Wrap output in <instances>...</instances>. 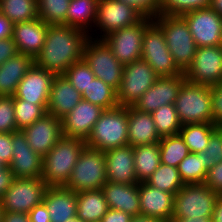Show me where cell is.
I'll use <instances>...</instances> for the list:
<instances>
[{
  "label": "cell",
  "instance_id": "6da1fadb",
  "mask_svg": "<svg viewBox=\"0 0 222 222\" xmlns=\"http://www.w3.org/2000/svg\"><path fill=\"white\" fill-rule=\"evenodd\" d=\"M90 38L84 30L68 25H48L46 39L34 64L55 75H63L73 64L83 59Z\"/></svg>",
  "mask_w": 222,
  "mask_h": 222
},
{
  "label": "cell",
  "instance_id": "7a4b0ae2",
  "mask_svg": "<svg viewBox=\"0 0 222 222\" xmlns=\"http://www.w3.org/2000/svg\"><path fill=\"white\" fill-rule=\"evenodd\" d=\"M86 146L82 139L63 136L43 157L41 178L47 186H65Z\"/></svg>",
  "mask_w": 222,
  "mask_h": 222
},
{
  "label": "cell",
  "instance_id": "3957f363",
  "mask_svg": "<svg viewBox=\"0 0 222 222\" xmlns=\"http://www.w3.org/2000/svg\"><path fill=\"white\" fill-rule=\"evenodd\" d=\"M153 21L161 28L169 52L177 67L184 73L191 65L197 45L182 16L159 14Z\"/></svg>",
  "mask_w": 222,
  "mask_h": 222
},
{
  "label": "cell",
  "instance_id": "277c9868",
  "mask_svg": "<svg viewBox=\"0 0 222 222\" xmlns=\"http://www.w3.org/2000/svg\"><path fill=\"white\" fill-rule=\"evenodd\" d=\"M128 107L104 110L94 124L86 146L100 151L128 145Z\"/></svg>",
  "mask_w": 222,
  "mask_h": 222
},
{
  "label": "cell",
  "instance_id": "5b68a950",
  "mask_svg": "<svg viewBox=\"0 0 222 222\" xmlns=\"http://www.w3.org/2000/svg\"><path fill=\"white\" fill-rule=\"evenodd\" d=\"M182 125L212 123L210 86L185 80L174 103Z\"/></svg>",
  "mask_w": 222,
  "mask_h": 222
},
{
  "label": "cell",
  "instance_id": "8992f818",
  "mask_svg": "<svg viewBox=\"0 0 222 222\" xmlns=\"http://www.w3.org/2000/svg\"><path fill=\"white\" fill-rule=\"evenodd\" d=\"M106 182L105 153L85 146L65 187L78 193L102 189Z\"/></svg>",
  "mask_w": 222,
  "mask_h": 222
},
{
  "label": "cell",
  "instance_id": "52a82bcc",
  "mask_svg": "<svg viewBox=\"0 0 222 222\" xmlns=\"http://www.w3.org/2000/svg\"><path fill=\"white\" fill-rule=\"evenodd\" d=\"M89 36L83 59L96 78L101 79L117 92L121 84L124 65L118 61L103 39H96L91 34Z\"/></svg>",
  "mask_w": 222,
  "mask_h": 222
},
{
  "label": "cell",
  "instance_id": "ba28073f",
  "mask_svg": "<svg viewBox=\"0 0 222 222\" xmlns=\"http://www.w3.org/2000/svg\"><path fill=\"white\" fill-rule=\"evenodd\" d=\"M219 194L202 184H184L174 195L172 218L212 217Z\"/></svg>",
  "mask_w": 222,
  "mask_h": 222
},
{
  "label": "cell",
  "instance_id": "9c48e42d",
  "mask_svg": "<svg viewBox=\"0 0 222 222\" xmlns=\"http://www.w3.org/2000/svg\"><path fill=\"white\" fill-rule=\"evenodd\" d=\"M141 59L147 62L159 77L183 74L169 52L164 33L154 21L143 35Z\"/></svg>",
  "mask_w": 222,
  "mask_h": 222
},
{
  "label": "cell",
  "instance_id": "30bf717a",
  "mask_svg": "<svg viewBox=\"0 0 222 222\" xmlns=\"http://www.w3.org/2000/svg\"><path fill=\"white\" fill-rule=\"evenodd\" d=\"M159 78L153 68L143 59L124 65L122 80L117 91L120 107H131Z\"/></svg>",
  "mask_w": 222,
  "mask_h": 222
},
{
  "label": "cell",
  "instance_id": "8fae6325",
  "mask_svg": "<svg viewBox=\"0 0 222 222\" xmlns=\"http://www.w3.org/2000/svg\"><path fill=\"white\" fill-rule=\"evenodd\" d=\"M152 22L153 18L143 17L134 25L108 34L103 40L121 64H130L141 59L143 35Z\"/></svg>",
  "mask_w": 222,
  "mask_h": 222
},
{
  "label": "cell",
  "instance_id": "7c38bea8",
  "mask_svg": "<svg viewBox=\"0 0 222 222\" xmlns=\"http://www.w3.org/2000/svg\"><path fill=\"white\" fill-rule=\"evenodd\" d=\"M47 184L42 178H15L0 199L4 211L29 213L43 202Z\"/></svg>",
  "mask_w": 222,
  "mask_h": 222
},
{
  "label": "cell",
  "instance_id": "4fadbf2b",
  "mask_svg": "<svg viewBox=\"0 0 222 222\" xmlns=\"http://www.w3.org/2000/svg\"><path fill=\"white\" fill-rule=\"evenodd\" d=\"M144 16L134 7L121 0H98L94 27L101 30L96 39L139 22ZM99 37V38H98Z\"/></svg>",
  "mask_w": 222,
  "mask_h": 222
},
{
  "label": "cell",
  "instance_id": "5bb4252c",
  "mask_svg": "<svg viewBox=\"0 0 222 222\" xmlns=\"http://www.w3.org/2000/svg\"><path fill=\"white\" fill-rule=\"evenodd\" d=\"M186 80L194 84L215 85L222 82V48L197 47L194 59L184 72Z\"/></svg>",
  "mask_w": 222,
  "mask_h": 222
},
{
  "label": "cell",
  "instance_id": "9a60e30c",
  "mask_svg": "<svg viewBox=\"0 0 222 222\" xmlns=\"http://www.w3.org/2000/svg\"><path fill=\"white\" fill-rule=\"evenodd\" d=\"M197 47L219 46L222 38V17L212 8H201L182 15Z\"/></svg>",
  "mask_w": 222,
  "mask_h": 222
},
{
  "label": "cell",
  "instance_id": "2e32d148",
  "mask_svg": "<svg viewBox=\"0 0 222 222\" xmlns=\"http://www.w3.org/2000/svg\"><path fill=\"white\" fill-rule=\"evenodd\" d=\"M104 108L82 99L62 121L63 136L82 139L89 138L94 124L104 112Z\"/></svg>",
  "mask_w": 222,
  "mask_h": 222
},
{
  "label": "cell",
  "instance_id": "e0dca14e",
  "mask_svg": "<svg viewBox=\"0 0 222 222\" xmlns=\"http://www.w3.org/2000/svg\"><path fill=\"white\" fill-rule=\"evenodd\" d=\"M21 131L28 145L42 158L63 137L61 119L48 113Z\"/></svg>",
  "mask_w": 222,
  "mask_h": 222
},
{
  "label": "cell",
  "instance_id": "ac0fdd59",
  "mask_svg": "<svg viewBox=\"0 0 222 222\" xmlns=\"http://www.w3.org/2000/svg\"><path fill=\"white\" fill-rule=\"evenodd\" d=\"M185 80L184 73L173 77H159L133 107L142 112L153 113L162 105L174 104Z\"/></svg>",
  "mask_w": 222,
  "mask_h": 222
},
{
  "label": "cell",
  "instance_id": "d6986e66",
  "mask_svg": "<svg viewBox=\"0 0 222 222\" xmlns=\"http://www.w3.org/2000/svg\"><path fill=\"white\" fill-rule=\"evenodd\" d=\"M55 74L35 64L28 70L17 86L13 98L38 105H48L50 90Z\"/></svg>",
  "mask_w": 222,
  "mask_h": 222
},
{
  "label": "cell",
  "instance_id": "ffe728a7",
  "mask_svg": "<svg viewBox=\"0 0 222 222\" xmlns=\"http://www.w3.org/2000/svg\"><path fill=\"white\" fill-rule=\"evenodd\" d=\"M13 155L9 164L15 178H41L43 158L32 150L21 130L12 133Z\"/></svg>",
  "mask_w": 222,
  "mask_h": 222
},
{
  "label": "cell",
  "instance_id": "44dd1931",
  "mask_svg": "<svg viewBox=\"0 0 222 222\" xmlns=\"http://www.w3.org/2000/svg\"><path fill=\"white\" fill-rule=\"evenodd\" d=\"M47 29L48 25L39 17L31 21L13 24L12 39L18 53L35 59L45 43Z\"/></svg>",
  "mask_w": 222,
  "mask_h": 222
},
{
  "label": "cell",
  "instance_id": "7402d4cb",
  "mask_svg": "<svg viewBox=\"0 0 222 222\" xmlns=\"http://www.w3.org/2000/svg\"><path fill=\"white\" fill-rule=\"evenodd\" d=\"M107 181L121 184H138L134 166V147H116L104 152Z\"/></svg>",
  "mask_w": 222,
  "mask_h": 222
},
{
  "label": "cell",
  "instance_id": "603a6c76",
  "mask_svg": "<svg viewBox=\"0 0 222 222\" xmlns=\"http://www.w3.org/2000/svg\"><path fill=\"white\" fill-rule=\"evenodd\" d=\"M140 212L142 215L157 217L171 222L174 213V195L139 182Z\"/></svg>",
  "mask_w": 222,
  "mask_h": 222
},
{
  "label": "cell",
  "instance_id": "cb8c5ba5",
  "mask_svg": "<svg viewBox=\"0 0 222 222\" xmlns=\"http://www.w3.org/2000/svg\"><path fill=\"white\" fill-rule=\"evenodd\" d=\"M82 94L64 75H55L46 112L56 118L65 117L80 101Z\"/></svg>",
  "mask_w": 222,
  "mask_h": 222
},
{
  "label": "cell",
  "instance_id": "d4e9b609",
  "mask_svg": "<svg viewBox=\"0 0 222 222\" xmlns=\"http://www.w3.org/2000/svg\"><path fill=\"white\" fill-rule=\"evenodd\" d=\"M43 203L48 209L51 222H65L77 216V193L65 186H48Z\"/></svg>",
  "mask_w": 222,
  "mask_h": 222
},
{
  "label": "cell",
  "instance_id": "484cf974",
  "mask_svg": "<svg viewBox=\"0 0 222 222\" xmlns=\"http://www.w3.org/2000/svg\"><path fill=\"white\" fill-rule=\"evenodd\" d=\"M102 191L110 209L121 210L131 216L141 214L139 183L121 184L107 181Z\"/></svg>",
  "mask_w": 222,
  "mask_h": 222
},
{
  "label": "cell",
  "instance_id": "4316f807",
  "mask_svg": "<svg viewBox=\"0 0 222 222\" xmlns=\"http://www.w3.org/2000/svg\"><path fill=\"white\" fill-rule=\"evenodd\" d=\"M128 145L132 147L159 143V136L151 113L128 107Z\"/></svg>",
  "mask_w": 222,
  "mask_h": 222
},
{
  "label": "cell",
  "instance_id": "83f0119b",
  "mask_svg": "<svg viewBox=\"0 0 222 222\" xmlns=\"http://www.w3.org/2000/svg\"><path fill=\"white\" fill-rule=\"evenodd\" d=\"M34 64V59L28 55L17 53L0 66V96H14L17 86L28 70Z\"/></svg>",
  "mask_w": 222,
  "mask_h": 222
},
{
  "label": "cell",
  "instance_id": "f1b7e54d",
  "mask_svg": "<svg viewBox=\"0 0 222 222\" xmlns=\"http://www.w3.org/2000/svg\"><path fill=\"white\" fill-rule=\"evenodd\" d=\"M108 209L102 189L77 193V217L82 222H100Z\"/></svg>",
  "mask_w": 222,
  "mask_h": 222
},
{
  "label": "cell",
  "instance_id": "f546056e",
  "mask_svg": "<svg viewBox=\"0 0 222 222\" xmlns=\"http://www.w3.org/2000/svg\"><path fill=\"white\" fill-rule=\"evenodd\" d=\"M97 5L98 0H71L67 11L66 25L90 34L89 31L93 32L92 26L94 27L96 22Z\"/></svg>",
  "mask_w": 222,
  "mask_h": 222
},
{
  "label": "cell",
  "instance_id": "4dcf8cb0",
  "mask_svg": "<svg viewBox=\"0 0 222 222\" xmlns=\"http://www.w3.org/2000/svg\"><path fill=\"white\" fill-rule=\"evenodd\" d=\"M161 164L158 143L134 147L135 174L139 182L146 181Z\"/></svg>",
  "mask_w": 222,
  "mask_h": 222
},
{
  "label": "cell",
  "instance_id": "1f68e13d",
  "mask_svg": "<svg viewBox=\"0 0 222 222\" xmlns=\"http://www.w3.org/2000/svg\"><path fill=\"white\" fill-rule=\"evenodd\" d=\"M218 129L213 123H194L181 126L179 131L190 153H201L208 146L210 136Z\"/></svg>",
  "mask_w": 222,
  "mask_h": 222
},
{
  "label": "cell",
  "instance_id": "d6a6232c",
  "mask_svg": "<svg viewBox=\"0 0 222 222\" xmlns=\"http://www.w3.org/2000/svg\"><path fill=\"white\" fill-rule=\"evenodd\" d=\"M0 13L12 24L38 18L37 0H0Z\"/></svg>",
  "mask_w": 222,
  "mask_h": 222
},
{
  "label": "cell",
  "instance_id": "836d02e7",
  "mask_svg": "<svg viewBox=\"0 0 222 222\" xmlns=\"http://www.w3.org/2000/svg\"><path fill=\"white\" fill-rule=\"evenodd\" d=\"M82 99L110 110L118 107L117 92L104 81L94 78L87 89L82 92Z\"/></svg>",
  "mask_w": 222,
  "mask_h": 222
},
{
  "label": "cell",
  "instance_id": "e575fe53",
  "mask_svg": "<svg viewBox=\"0 0 222 222\" xmlns=\"http://www.w3.org/2000/svg\"><path fill=\"white\" fill-rule=\"evenodd\" d=\"M177 169L184 184L204 183L208 171V168L204 164L203 152L189 153L178 164Z\"/></svg>",
  "mask_w": 222,
  "mask_h": 222
},
{
  "label": "cell",
  "instance_id": "d590c367",
  "mask_svg": "<svg viewBox=\"0 0 222 222\" xmlns=\"http://www.w3.org/2000/svg\"><path fill=\"white\" fill-rule=\"evenodd\" d=\"M161 163L176 167L190 153L180 134L162 137L159 141Z\"/></svg>",
  "mask_w": 222,
  "mask_h": 222
},
{
  "label": "cell",
  "instance_id": "8d00e7d4",
  "mask_svg": "<svg viewBox=\"0 0 222 222\" xmlns=\"http://www.w3.org/2000/svg\"><path fill=\"white\" fill-rule=\"evenodd\" d=\"M146 182L160 190L175 195L184 185L176 167L161 163Z\"/></svg>",
  "mask_w": 222,
  "mask_h": 222
},
{
  "label": "cell",
  "instance_id": "74e56055",
  "mask_svg": "<svg viewBox=\"0 0 222 222\" xmlns=\"http://www.w3.org/2000/svg\"><path fill=\"white\" fill-rule=\"evenodd\" d=\"M151 115L161 138L179 134L182 124L174 104L162 105Z\"/></svg>",
  "mask_w": 222,
  "mask_h": 222
},
{
  "label": "cell",
  "instance_id": "f35d334b",
  "mask_svg": "<svg viewBox=\"0 0 222 222\" xmlns=\"http://www.w3.org/2000/svg\"><path fill=\"white\" fill-rule=\"evenodd\" d=\"M71 0H37L38 17L47 25H66Z\"/></svg>",
  "mask_w": 222,
  "mask_h": 222
},
{
  "label": "cell",
  "instance_id": "ab89813d",
  "mask_svg": "<svg viewBox=\"0 0 222 222\" xmlns=\"http://www.w3.org/2000/svg\"><path fill=\"white\" fill-rule=\"evenodd\" d=\"M47 106L48 105L33 104L19 98H14L17 129L22 130L27 126L32 125L38 119H41L47 114Z\"/></svg>",
  "mask_w": 222,
  "mask_h": 222
},
{
  "label": "cell",
  "instance_id": "60d3db41",
  "mask_svg": "<svg viewBox=\"0 0 222 222\" xmlns=\"http://www.w3.org/2000/svg\"><path fill=\"white\" fill-rule=\"evenodd\" d=\"M211 0H161L159 14L182 16L201 8H208Z\"/></svg>",
  "mask_w": 222,
  "mask_h": 222
},
{
  "label": "cell",
  "instance_id": "b9f144b4",
  "mask_svg": "<svg viewBox=\"0 0 222 222\" xmlns=\"http://www.w3.org/2000/svg\"><path fill=\"white\" fill-rule=\"evenodd\" d=\"M63 75L81 94L95 78L84 59L73 63Z\"/></svg>",
  "mask_w": 222,
  "mask_h": 222
},
{
  "label": "cell",
  "instance_id": "7bdbcfd3",
  "mask_svg": "<svg viewBox=\"0 0 222 222\" xmlns=\"http://www.w3.org/2000/svg\"><path fill=\"white\" fill-rule=\"evenodd\" d=\"M19 131L15 121L14 98L0 96V133Z\"/></svg>",
  "mask_w": 222,
  "mask_h": 222
},
{
  "label": "cell",
  "instance_id": "ee69618b",
  "mask_svg": "<svg viewBox=\"0 0 222 222\" xmlns=\"http://www.w3.org/2000/svg\"><path fill=\"white\" fill-rule=\"evenodd\" d=\"M203 160L208 169L222 161V128L210 136L208 146L203 151Z\"/></svg>",
  "mask_w": 222,
  "mask_h": 222
},
{
  "label": "cell",
  "instance_id": "f6af8a7d",
  "mask_svg": "<svg viewBox=\"0 0 222 222\" xmlns=\"http://www.w3.org/2000/svg\"><path fill=\"white\" fill-rule=\"evenodd\" d=\"M212 123L222 128V82L210 85Z\"/></svg>",
  "mask_w": 222,
  "mask_h": 222
},
{
  "label": "cell",
  "instance_id": "bcb514c9",
  "mask_svg": "<svg viewBox=\"0 0 222 222\" xmlns=\"http://www.w3.org/2000/svg\"><path fill=\"white\" fill-rule=\"evenodd\" d=\"M131 5L139 11L144 17L154 18L159 15L161 0H121Z\"/></svg>",
  "mask_w": 222,
  "mask_h": 222
},
{
  "label": "cell",
  "instance_id": "7dc6e473",
  "mask_svg": "<svg viewBox=\"0 0 222 222\" xmlns=\"http://www.w3.org/2000/svg\"><path fill=\"white\" fill-rule=\"evenodd\" d=\"M204 184L219 195L222 194V161L208 169Z\"/></svg>",
  "mask_w": 222,
  "mask_h": 222
},
{
  "label": "cell",
  "instance_id": "c3c4849f",
  "mask_svg": "<svg viewBox=\"0 0 222 222\" xmlns=\"http://www.w3.org/2000/svg\"><path fill=\"white\" fill-rule=\"evenodd\" d=\"M12 155V133H0V161L6 166H9Z\"/></svg>",
  "mask_w": 222,
  "mask_h": 222
},
{
  "label": "cell",
  "instance_id": "681fc988",
  "mask_svg": "<svg viewBox=\"0 0 222 222\" xmlns=\"http://www.w3.org/2000/svg\"><path fill=\"white\" fill-rule=\"evenodd\" d=\"M18 53L12 37L0 39V66Z\"/></svg>",
  "mask_w": 222,
  "mask_h": 222
},
{
  "label": "cell",
  "instance_id": "f907efd6",
  "mask_svg": "<svg viewBox=\"0 0 222 222\" xmlns=\"http://www.w3.org/2000/svg\"><path fill=\"white\" fill-rule=\"evenodd\" d=\"M28 215L30 222H51L48 209L43 202L35 206Z\"/></svg>",
  "mask_w": 222,
  "mask_h": 222
},
{
  "label": "cell",
  "instance_id": "816d5d0a",
  "mask_svg": "<svg viewBox=\"0 0 222 222\" xmlns=\"http://www.w3.org/2000/svg\"><path fill=\"white\" fill-rule=\"evenodd\" d=\"M132 216L121 210L108 209L100 222H130Z\"/></svg>",
  "mask_w": 222,
  "mask_h": 222
},
{
  "label": "cell",
  "instance_id": "f5cc1de1",
  "mask_svg": "<svg viewBox=\"0 0 222 222\" xmlns=\"http://www.w3.org/2000/svg\"><path fill=\"white\" fill-rule=\"evenodd\" d=\"M14 180L15 176L8 166L0 169V199Z\"/></svg>",
  "mask_w": 222,
  "mask_h": 222
},
{
  "label": "cell",
  "instance_id": "db71d44e",
  "mask_svg": "<svg viewBox=\"0 0 222 222\" xmlns=\"http://www.w3.org/2000/svg\"><path fill=\"white\" fill-rule=\"evenodd\" d=\"M2 222H30L27 213L4 211Z\"/></svg>",
  "mask_w": 222,
  "mask_h": 222
},
{
  "label": "cell",
  "instance_id": "11a10c76",
  "mask_svg": "<svg viewBox=\"0 0 222 222\" xmlns=\"http://www.w3.org/2000/svg\"><path fill=\"white\" fill-rule=\"evenodd\" d=\"M12 23L0 13V39L12 37Z\"/></svg>",
  "mask_w": 222,
  "mask_h": 222
},
{
  "label": "cell",
  "instance_id": "9f6ffc18",
  "mask_svg": "<svg viewBox=\"0 0 222 222\" xmlns=\"http://www.w3.org/2000/svg\"><path fill=\"white\" fill-rule=\"evenodd\" d=\"M212 222H222V194H220L215 203L212 214Z\"/></svg>",
  "mask_w": 222,
  "mask_h": 222
},
{
  "label": "cell",
  "instance_id": "6f0895ef",
  "mask_svg": "<svg viewBox=\"0 0 222 222\" xmlns=\"http://www.w3.org/2000/svg\"><path fill=\"white\" fill-rule=\"evenodd\" d=\"M130 222H165V221L157 217L146 216V215L140 214V215L132 216Z\"/></svg>",
  "mask_w": 222,
  "mask_h": 222
},
{
  "label": "cell",
  "instance_id": "680465c9",
  "mask_svg": "<svg viewBox=\"0 0 222 222\" xmlns=\"http://www.w3.org/2000/svg\"><path fill=\"white\" fill-rule=\"evenodd\" d=\"M171 222H212V217L172 218Z\"/></svg>",
  "mask_w": 222,
  "mask_h": 222
},
{
  "label": "cell",
  "instance_id": "91938a15",
  "mask_svg": "<svg viewBox=\"0 0 222 222\" xmlns=\"http://www.w3.org/2000/svg\"><path fill=\"white\" fill-rule=\"evenodd\" d=\"M209 7L222 17V0H211Z\"/></svg>",
  "mask_w": 222,
  "mask_h": 222
},
{
  "label": "cell",
  "instance_id": "94428289",
  "mask_svg": "<svg viewBox=\"0 0 222 222\" xmlns=\"http://www.w3.org/2000/svg\"><path fill=\"white\" fill-rule=\"evenodd\" d=\"M65 222H82L77 216L67 219Z\"/></svg>",
  "mask_w": 222,
  "mask_h": 222
},
{
  "label": "cell",
  "instance_id": "6125c7cd",
  "mask_svg": "<svg viewBox=\"0 0 222 222\" xmlns=\"http://www.w3.org/2000/svg\"><path fill=\"white\" fill-rule=\"evenodd\" d=\"M3 215H4V209H3L1 201H0V222L3 221Z\"/></svg>",
  "mask_w": 222,
  "mask_h": 222
},
{
  "label": "cell",
  "instance_id": "be15d7a7",
  "mask_svg": "<svg viewBox=\"0 0 222 222\" xmlns=\"http://www.w3.org/2000/svg\"><path fill=\"white\" fill-rule=\"evenodd\" d=\"M6 165L0 161V169L4 168Z\"/></svg>",
  "mask_w": 222,
  "mask_h": 222
}]
</instances>
